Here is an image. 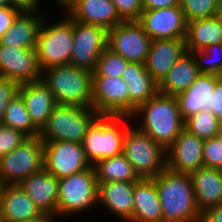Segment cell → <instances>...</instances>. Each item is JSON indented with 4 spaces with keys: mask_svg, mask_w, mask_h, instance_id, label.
<instances>
[{
    "mask_svg": "<svg viewBox=\"0 0 222 222\" xmlns=\"http://www.w3.org/2000/svg\"><path fill=\"white\" fill-rule=\"evenodd\" d=\"M131 118L137 123L134 125L165 149L184 130L176 97L160 92L141 104Z\"/></svg>",
    "mask_w": 222,
    "mask_h": 222,
    "instance_id": "cell-1",
    "label": "cell"
},
{
    "mask_svg": "<svg viewBox=\"0 0 222 222\" xmlns=\"http://www.w3.org/2000/svg\"><path fill=\"white\" fill-rule=\"evenodd\" d=\"M152 179L162 205L163 222L201 221L190 174L166 168Z\"/></svg>",
    "mask_w": 222,
    "mask_h": 222,
    "instance_id": "cell-2",
    "label": "cell"
},
{
    "mask_svg": "<svg viewBox=\"0 0 222 222\" xmlns=\"http://www.w3.org/2000/svg\"><path fill=\"white\" fill-rule=\"evenodd\" d=\"M41 78L58 105L92 106V72L64 64L45 69Z\"/></svg>",
    "mask_w": 222,
    "mask_h": 222,
    "instance_id": "cell-3",
    "label": "cell"
},
{
    "mask_svg": "<svg viewBox=\"0 0 222 222\" xmlns=\"http://www.w3.org/2000/svg\"><path fill=\"white\" fill-rule=\"evenodd\" d=\"M131 122L134 121L130 116L100 115L91 124L82 146L92 166L99 160L122 154L124 137Z\"/></svg>",
    "mask_w": 222,
    "mask_h": 222,
    "instance_id": "cell-4",
    "label": "cell"
},
{
    "mask_svg": "<svg viewBox=\"0 0 222 222\" xmlns=\"http://www.w3.org/2000/svg\"><path fill=\"white\" fill-rule=\"evenodd\" d=\"M61 20L50 23L45 16L40 26L35 46L41 71L69 64L73 51V19L64 11Z\"/></svg>",
    "mask_w": 222,
    "mask_h": 222,
    "instance_id": "cell-5",
    "label": "cell"
},
{
    "mask_svg": "<svg viewBox=\"0 0 222 222\" xmlns=\"http://www.w3.org/2000/svg\"><path fill=\"white\" fill-rule=\"evenodd\" d=\"M57 216L65 219L94 209L98 203V182L94 166L58 179ZM67 216V217H66Z\"/></svg>",
    "mask_w": 222,
    "mask_h": 222,
    "instance_id": "cell-6",
    "label": "cell"
},
{
    "mask_svg": "<svg viewBox=\"0 0 222 222\" xmlns=\"http://www.w3.org/2000/svg\"><path fill=\"white\" fill-rule=\"evenodd\" d=\"M99 116L92 106L57 105L40 130L39 137L43 141L82 143L89 127Z\"/></svg>",
    "mask_w": 222,
    "mask_h": 222,
    "instance_id": "cell-7",
    "label": "cell"
},
{
    "mask_svg": "<svg viewBox=\"0 0 222 222\" xmlns=\"http://www.w3.org/2000/svg\"><path fill=\"white\" fill-rule=\"evenodd\" d=\"M132 124L127 128L122 154L141 179L154 178L167 168L166 149Z\"/></svg>",
    "mask_w": 222,
    "mask_h": 222,
    "instance_id": "cell-8",
    "label": "cell"
},
{
    "mask_svg": "<svg viewBox=\"0 0 222 222\" xmlns=\"http://www.w3.org/2000/svg\"><path fill=\"white\" fill-rule=\"evenodd\" d=\"M44 168V141L28 137L18 147L0 157V185H18Z\"/></svg>",
    "mask_w": 222,
    "mask_h": 222,
    "instance_id": "cell-9",
    "label": "cell"
},
{
    "mask_svg": "<svg viewBox=\"0 0 222 222\" xmlns=\"http://www.w3.org/2000/svg\"><path fill=\"white\" fill-rule=\"evenodd\" d=\"M73 51L71 65L94 72L97 59L107 49L108 30L73 20Z\"/></svg>",
    "mask_w": 222,
    "mask_h": 222,
    "instance_id": "cell-10",
    "label": "cell"
},
{
    "mask_svg": "<svg viewBox=\"0 0 222 222\" xmlns=\"http://www.w3.org/2000/svg\"><path fill=\"white\" fill-rule=\"evenodd\" d=\"M151 41L138 21H122L108 30L107 48L128 62L144 64Z\"/></svg>",
    "mask_w": 222,
    "mask_h": 222,
    "instance_id": "cell-11",
    "label": "cell"
},
{
    "mask_svg": "<svg viewBox=\"0 0 222 222\" xmlns=\"http://www.w3.org/2000/svg\"><path fill=\"white\" fill-rule=\"evenodd\" d=\"M90 167L82 143L44 141V168L58 179Z\"/></svg>",
    "mask_w": 222,
    "mask_h": 222,
    "instance_id": "cell-12",
    "label": "cell"
},
{
    "mask_svg": "<svg viewBox=\"0 0 222 222\" xmlns=\"http://www.w3.org/2000/svg\"><path fill=\"white\" fill-rule=\"evenodd\" d=\"M92 107L99 115L130 116L128 85L123 78L93 76Z\"/></svg>",
    "mask_w": 222,
    "mask_h": 222,
    "instance_id": "cell-13",
    "label": "cell"
},
{
    "mask_svg": "<svg viewBox=\"0 0 222 222\" xmlns=\"http://www.w3.org/2000/svg\"><path fill=\"white\" fill-rule=\"evenodd\" d=\"M138 22L152 40L186 37L187 21L181 5L143 10Z\"/></svg>",
    "mask_w": 222,
    "mask_h": 222,
    "instance_id": "cell-14",
    "label": "cell"
},
{
    "mask_svg": "<svg viewBox=\"0 0 222 222\" xmlns=\"http://www.w3.org/2000/svg\"><path fill=\"white\" fill-rule=\"evenodd\" d=\"M35 48H18L0 45V77L19 85L41 79Z\"/></svg>",
    "mask_w": 222,
    "mask_h": 222,
    "instance_id": "cell-15",
    "label": "cell"
},
{
    "mask_svg": "<svg viewBox=\"0 0 222 222\" xmlns=\"http://www.w3.org/2000/svg\"><path fill=\"white\" fill-rule=\"evenodd\" d=\"M203 144L204 139L184 129L166 149L167 169L191 174L203 167Z\"/></svg>",
    "mask_w": 222,
    "mask_h": 222,
    "instance_id": "cell-16",
    "label": "cell"
},
{
    "mask_svg": "<svg viewBox=\"0 0 222 222\" xmlns=\"http://www.w3.org/2000/svg\"><path fill=\"white\" fill-rule=\"evenodd\" d=\"M63 10L73 20L107 30L122 22L111 0H72Z\"/></svg>",
    "mask_w": 222,
    "mask_h": 222,
    "instance_id": "cell-17",
    "label": "cell"
},
{
    "mask_svg": "<svg viewBox=\"0 0 222 222\" xmlns=\"http://www.w3.org/2000/svg\"><path fill=\"white\" fill-rule=\"evenodd\" d=\"M186 52L185 38L154 39L144 63L145 68L159 83Z\"/></svg>",
    "mask_w": 222,
    "mask_h": 222,
    "instance_id": "cell-18",
    "label": "cell"
},
{
    "mask_svg": "<svg viewBox=\"0 0 222 222\" xmlns=\"http://www.w3.org/2000/svg\"><path fill=\"white\" fill-rule=\"evenodd\" d=\"M135 183L137 182H98L97 206H105L106 212H110L123 222H129L132 219Z\"/></svg>",
    "mask_w": 222,
    "mask_h": 222,
    "instance_id": "cell-19",
    "label": "cell"
},
{
    "mask_svg": "<svg viewBox=\"0 0 222 222\" xmlns=\"http://www.w3.org/2000/svg\"><path fill=\"white\" fill-rule=\"evenodd\" d=\"M220 78L212 74H200L189 88L175 96L184 121L201 110L212 112V93Z\"/></svg>",
    "mask_w": 222,
    "mask_h": 222,
    "instance_id": "cell-20",
    "label": "cell"
},
{
    "mask_svg": "<svg viewBox=\"0 0 222 222\" xmlns=\"http://www.w3.org/2000/svg\"><path fill=\"white\" fill-rule=\"evenodd\" d=\"M18 94L25 103L31 121L41 130L47 123L53 109L58 105L49 86L41 78L30 83L21 84Z\"/></svg>",
    "mask_w": 222,
    "mask_h": 222,
    "instance_id": "cell-21",
    "label": "cell"
},
{
    "mask_svg": "<svg viewBox=\"0 0 222 222\" xmlns=\"http://www.w3.org/2000/svg\"><path fill=\"white\" fill-rule=\"evenodd\" d=\"M43 213L57 215L58 178L45 168L18 184Z\"/></svg>",
    "mask_w": 222,
    "mask_h": 222,
    "instance_id": "cell-22",
    "label": "cell"
},
{
    "mask_svg": "<svg viewBox=\"0 0 222 222\" xmlns=\"http://www.w3.org/2000/svg\"><path fill=\"white\" fill-rule=\"evenodd\" d=\"M0 212L7 222H26L44 214L19 185H0Z\"/></svg>",
    "mask_w": 222,
    "mask_h": 222,
    "instance_id": "cell-23",
    "label": "cell"
},
{
    "mask_svg": "<svg viewBox=\"0 0 222 222\" xmlns=\"http://www.w3.org/2000/svg\"><path fill=\"white\" fill-rule=\"evenodd\" d=\"M132 219L129 222H163L162 205L152 178L140 179L133 188Z\"/></svg>",
    "mask_w": 222,
    "mask_h": 222,
    "instance_id": "cell-24",
    "label": "cell"
},
{
    "mask_svg": "<svg viewBox=\"0 0 222 222\" xmlns=\"http://www.w3.org/2000/svg\"><path fill=\"white\" fill-rule=\"evenodd\" d=\"M121 77L128 85L130 117L136 109L158 92V82L151 76L143 63L128 62Z\"/></svg>",
    "mask_w": 222,
    "mask_h": 222,
    "instance_id": "cell-25",
    "label": "cell"
},
{
    "mask_svg": "<svg viewBox=\"0 0 222 222\" xmlns=\"http://www.w3.org/2000/svg\"><path fill=\"white\" fill-rule=\"evenodd\" d=\"M46 12L23 11L1 37L0 45L18 48H35L38 32Z\"/></svg>",
    "mask_w": 222,
    "mask_h": 222,
    "instance_id": "cell-26",
    "label": "cell"
},
{
    "mask_svg": "<svg viewBox=\"0 0 222 222\" xmlns=\"http://www.w3.org/2000/svg\"><path fill=\"white\" fill-rule=\"evenodd\" d=\"M201 214L207 209L222 203V170L201 167L190 174Z\"/></svg>",
    "mask_w": 222,
    "mask_h": 222,
    "instance_id": "cell-27",
    "label": "cell"
},
{
    "mask_svg": "<svg viewBox=\"0 0 222 222\" xmlns=\"http://www.w3.org/2000/svg\"><path fill=\"white\" fill-rule=\"evenodd\" d=\"M200 74L194 55L186 52L158 83L159 92L176 96L189 88Z\"/></svg>",
    "mask_w": 222,
    "mask_h": 222,
    "instance_id": "cell-28",
    "label": "cell"
},
{
    "mask_svg": "<svg viewBox=\"0 0 222 222\" xmlns=\"http://www.w3.org/2000/svg\"><path fill=\"white\" fill-rule=\"evenodd\" d=\"M222 43V21L217 17L198 19L187 23L186 51L193 53L209 45Z\"/></svg>",
    "mask_w": 222,
    "mask_h": 222,
    "instance_id": "cell-29",
    "label": "cell"
},
{
    "mask_svg": "<svg viewBox=\"0 0 222 222\" xmlns=\"http://www.w3.org/2000/svg\"><path fill=\"white\" fill-rule=\"evenodd\" d=\"M93 166L97 182H138L141 179L123 154L99 160Z\"/></svg>",
    "mask_w": 222,
    "mask_h": 222,
    "instance_id": "cell-30",
    "label": "cell"
},
{
    "mask_svg": "<svg viewBox=\"0 0 222 222\" xmlns=\"http://www.w3.org/2000/svg\"><path fill=\"white\" fill-rule=\"evenodd\" d=\"M2 124L20 130L28 137L40 134V130L31 121L25 103L19 94L8 103Z\"/></svg>",
    "mask_w": 222,
    "mask_h": 222,
    "instance_id": "cell-31",
    "label": "cell"
},
{
    "mask_svg": "<svg viewBox=\"0 0 222 222\" xmlns=\"http://www.w3.org/2000/svg\"><path fill=\"white\" fill-rule=\"evenodd\" d=\"M221 127L222 122L212 112L202 110L184 121V129L204 140L215 137Z\"/></svg>",
    "mask_w": 222,
    "mask_h": 222,
    "instance_id": "cell-32",
    "label": "cell"
},
{
    "mask_svg": "<svg viewBox=\"0 0 222 222\" xmlns=\"http://www.w3.org/2000/svg\"><path fill=\"white\" fill-rule=\"evenodd\" d=\"M201 74L222 77V43L212 44L192 53Z\"/></svg>",
    "mask_w": 222,
    "mask_h": 222,
    "instance_id": "cell-33",
    "label": "cell"
},
{
    "mask_svg": "<svg viewBox=\"0 0 222 222\" xmlns=\"http://www.w3.org/2000/svg\"><path fill=\"white\" fill-rule=\"evenodd\" d=\"M128 61L107 48L97 59L93 76L121 77Z\"/></svg>",
    "mask_w": 222,
    "mask_h": 222,
    "instance_id": "cell-34",
    "label": "cell"
},
{
    "mask_svg": "<svg viewBox=\"0 0 222 222\" xmlns=\"http://www.w3.org/2000/svg\"><path fill=\"white\" fill-rule=\"evenodd\" d=\"M218 0H184L181 3L182 11L188 22L213 17Z\"/></svg>",
    "mask_w": 222,
    "mask_h": 222,
    "instance_id": "cell-35",
    "label": "cell"
},
{
    "mask_svg": "<svg viewBox=\"0 0 222 222\" xmlns=\"http://www.w3.org/2000/svg\"><path fill=\"white\" fill-rule=\"evenodd\" d=\"M203 164L204 167L222 170V127L215 137L204 140Z\"/></svg>",
    "mask_w": 222,
    "mask_h": 222,
    "instance_id": "cell-36",
    "label": "cell"
},
{
    "mask_svg": "<svg viewBox=\"0 0 222 222\" xmlns=\"http://www.w3.org/2000/svg\"><path fill=\"white\" fill-rule=\"evenodd\" d=\"M27 138L22 131L0 124V157L14 150Z\"/></svg>",
    "mask_w": 222,
    "mask_h": 222,
    "instance_id": "cell-37",
    "label": "cell"
},
{
    "mask_svg": "<svg viewBox=\"0 0 222 222\" xmlns=\"http://www.w3.org/2000/svg\"><path fill=\"white\" fill-rule=\"evenodd\" d=\"M122 21H138L143 11L142 0H111Z\"/></svg>",
    "mask_w": 222,
    "mask_h": 222,
    "instance_id": "cell-38",
    "label": "cell"
},
{
    "mask_svg": "<svg viewBox=\"0 0 222 222\" xmlns=\"http://www.w3.org/2000/svg\"><path fill=\"white\" fill-rule=\"evenodd\" d=\"M19 84L5 77H0V124L8 103L18 94Z\"/></svg>",
    "mask_w": 222,
    "mask_h": 222,
    "instance_id": "cell-39",
    "label": "cell"
},
{
    "mask_svg": "<svg viewBox=\"0 0 222 222\" xmlns=\"http://www.w3.org/2000/svg\"><path fill=\"white\" fill-rule=\"evenodd\" d=\"M23 11L15 6L0 8V39Z\"/></svg>",
    "mask_w": 222,
    "mask_h": 222,
    "instance_id": "cell-40",
    "label": "cell"
},
{
    "mask_svg": "<svg viewBox=\"0 0 222 222\" xmlns=\"http://www.w3.org/2000/svg\"><path fill=\"white\" fill-rule=\"evenodd\" d=\"M210 107L212 113L222 122V77L215 85Z\"/></svg>",
    "mask_w": 222,
    "mask_h": 222,
    "instance_id": "cell-41",
    "label": "cell"
},
{
    "mask_svg": "<svg viewBox=\"0 0 222 222\" xmlns=\"http://www.w3.org/2000/svg\"><path fill=\"white\" fill-rule=\"evenodd\" d=\"M43 1V0H42ZM41 0H9L12 6L20 8L22 11H43ZM42 7V9H41Z\"/></svg>",
    "mask_w": 222,
    "mask_h": 222,
    "instance_id": "cell-42",
    "label": "cell"
},
{
    "mask_svg": "<svg viewBox=\"0 0 222 222\" xmlns=\"http://www.w3.org/2000/svg\"><path fill=\"white\" fill-rule=\"evenodd\" d=\"M200 222H222V203L203 212Z\"/></svg>",
    "mask_w": 222,
    "mask_h": 222,
    "instance_id": "cell-43",
    "label": "cell"
},
{
    "mask_svg": "<svg viewBox=\"0 0 222 222\" xmlns=\"http://www.w3.org/2000/svg\"><path fill=\"white\" fill-rule=\"evenodd\" d=\"M181 5L178 0H142L143 10L160 9Z\"/></svg>",
    "mask_w": 222,
    "mask_h": 222,
    "instance_id": "cell-44",
    "label": "cell"
},
{
    "mask_svg": "<svg viewBox=\"0 0 222 222\" xmlns=\"http://www.w3.org/2000/svg\"><path fill=\"white\" fill-rule=\"evenodd\" d=\"M57 219L60 220L61 218H59L57 215L44 213L41 216H39L38 218L31 219L26 222H59V221H56Z\"/></svg>",
    "mask_w": 222,
    "mask_h": 222,
    "instance_id": "cell-45",
    "label": "cell"
},
{
    "mask_svg": "<svg viewBox=\"0 0 222 222\" xmlns=\"http://www.w3.org/2000/svg\"><path fill=\"white\" fill-rule=\"evenodd\" d=\"M214 16L222 21V0H218Z\"/></svg>",
    "mask_w": 222,
    "mask_h": 222,
    "instance_id": "cell-46",
    "label": "cell"
},
{
    "mask_svg": "<svg viewBox=\"0 0 222 222\" xmlns=\"http://www.w3.org/2000/svg\"><path fill=\"white\" fill-rule=\"evenodd\" d=\"M72 0H54L55 4L57 2L58 7L60 5L61 10H63Z\"/></svg>",
    "mask_w": 222,
    "mask_h": 222,
    "instance_id": "cell-47",
    "label": "cell"
},
{
    "mask_svg": "<svg viewBox=\"0 0 222 222\" xmlns=\"http://www.w3.org/2000/svg\"><path fill=\"white\" fill-rule=\"evenodd\" d=\"M11 6L9 0H0V8Z\"/></svg>",
    "mask_w": 222,
    "mask_h": 222,
    "instance_id": "cell-48",
    "label": "cell"
},
{
    "mask_svg": "<svg viewBox=\"0 0 222 222\" xmlns=\"http://www.w3.org/2000/svg\"><path fill=\"white\" fill-rule=\"evenodd\" d=\"M0 222H7L6 219L2 216L1 212H0Z\"/></svg>",
    "mask_w": 222,
    "mask_h": 222,
    "instance_id": "cell-49",
    "label": "cell"
}]
</instances>
